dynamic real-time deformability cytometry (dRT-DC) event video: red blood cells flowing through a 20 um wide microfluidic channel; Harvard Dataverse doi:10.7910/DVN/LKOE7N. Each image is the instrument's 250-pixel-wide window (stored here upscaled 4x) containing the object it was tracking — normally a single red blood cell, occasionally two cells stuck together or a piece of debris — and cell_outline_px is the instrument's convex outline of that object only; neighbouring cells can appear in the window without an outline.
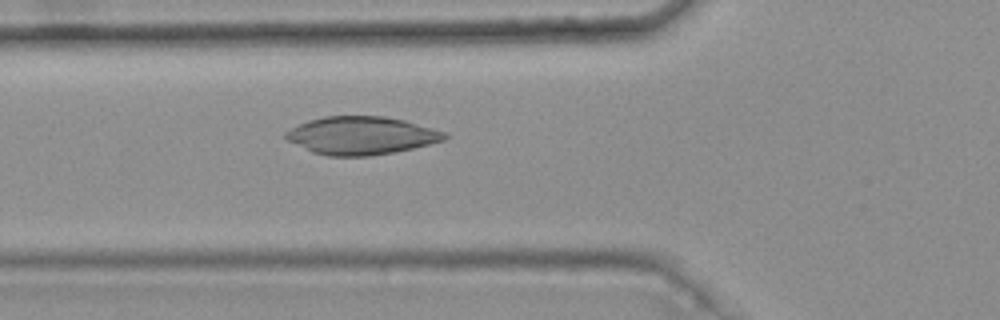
{"species": "common noctule bat (a hibernating species)", "species_latin": "Nyctalus noctula", "temperature_condition": "warm", "stored_images_in_passage": 6, "camera_frame_rate_fps": 3000, "um_per_image_px": 0.085, "animal": {"sex": "female", "body_mass_g": 25.1}, "frame": {"image": 1, "passage_image": 6, "time_ms": 1.667, "image_size_px": [1000, 320], "cell_outline_px": [[448, 136], [444, 140], [396, 152], [372, 156], [328, 156], [312, 152], [288, 140], [284, 136], [284, 132], [308, 120], [324, 116], [384, 116], [404, 120], [448, 132]], "centroid_in_image_um": [30.73, 11.52], "position_along_channel_um": 95.1, "area_um2": 35.14}}